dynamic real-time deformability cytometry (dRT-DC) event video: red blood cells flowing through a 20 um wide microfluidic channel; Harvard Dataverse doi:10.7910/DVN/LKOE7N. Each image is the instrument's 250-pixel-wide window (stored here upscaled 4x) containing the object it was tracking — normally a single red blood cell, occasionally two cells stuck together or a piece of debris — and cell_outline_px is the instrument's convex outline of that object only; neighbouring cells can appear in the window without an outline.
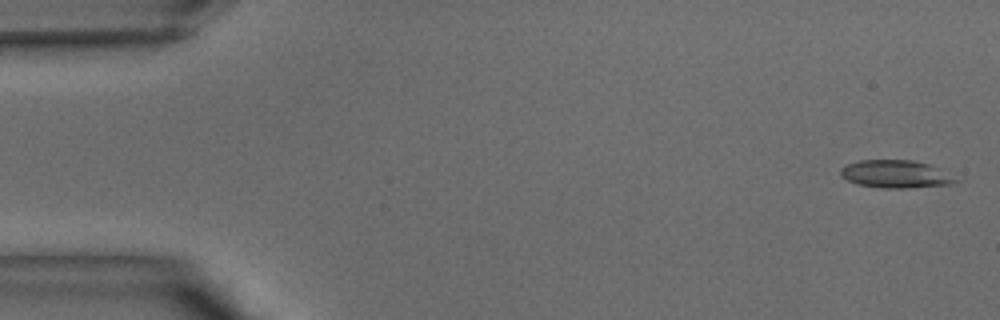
{"species": "common noctule bat (a hibernating species)", "species_latin": "Nyctalus noctula", "temperature_condition": "warm", "stored_images_in_passage": 39, "camera_frame_rate_fps": 3000, "um_per_image_px": 0.085, "animal": {"sex": "male", "body_mass_g": 15.6}, "frame": {"image": 1, "passage_image": 1, "time_ms": 0.0, "image_size_px": [1000, 320], "cell_outline_px": [[960, 180], [948, 184], [908, 188], [884, 188], [860, 184], [848, 180], [840, 176], [840, 168], [848, 164], [860, 160], [912, 160], [928, 164]], "centroid_in_image_um": [76.08, 14.79], "position_along_channel_um": 8.9, "area_um2": 18.21}}
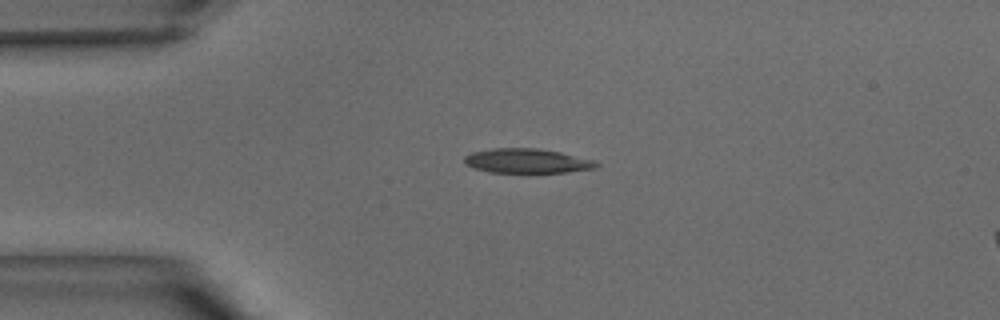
{"frame": {"image": 2, "passage_image": 9, "time_ms": 2.667, "image_size_px": [1000, 320], "cell_outline_px": [[600, 164], [596, 168], [568, 172], [488, 172], [464, 164], [464, 156], [472, 152], [496, 148], [536, 148], [560, 152], [592, 160]], "centroid_in_image_um": [44.78, 13.67], "position_along_channel_um": 40.2, "area_um2": 18.61}}
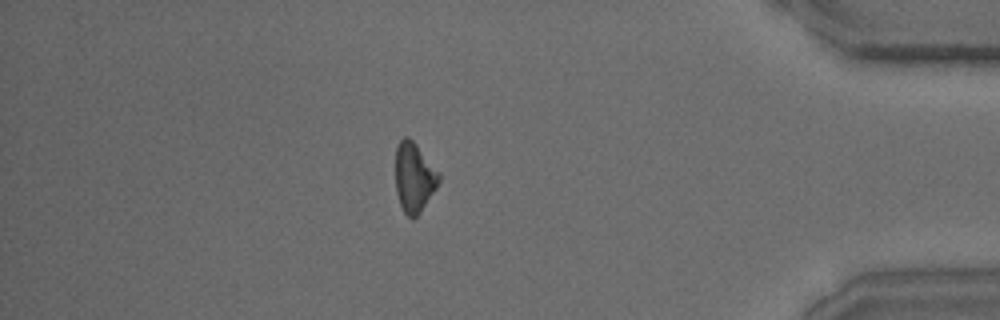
{"frame": {"image": 3, "passage_image": 34, "time_ms": 11.0, "image_size_px": [1000, 320], "cell_outline_px": [[440, 180], [436, 188], [420, 212], [412, 220], [404, 212], [400, 204], [396, 192], [396, 148], [400, 140], [404, 136], [408, 136], [416, 144], [440, 172]], "centroid_in_image_um": [35.2, 15.06], "position_along_channel_um": 400.0, "area_um2": 17.57}}